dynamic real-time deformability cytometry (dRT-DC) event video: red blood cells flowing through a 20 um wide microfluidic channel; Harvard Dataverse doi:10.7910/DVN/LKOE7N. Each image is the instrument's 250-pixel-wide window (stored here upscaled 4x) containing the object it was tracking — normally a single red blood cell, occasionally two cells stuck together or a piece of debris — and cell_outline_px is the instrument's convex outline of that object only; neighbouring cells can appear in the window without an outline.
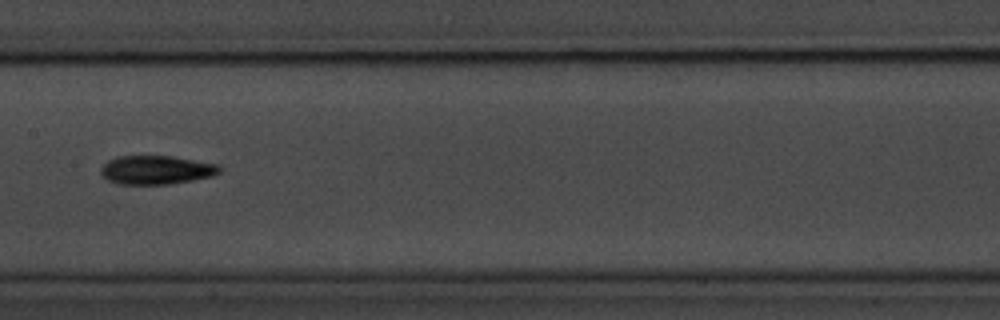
{"species": "common noctule bat (a hibernating species)", "species_latin": "Nyctalus noctula", "temperature_condition": "room temperature", "stored_images_in_passage": 13, "camera_frame_rate_fps": 3000, "um_per_image_px": 0.085, "animal": {"sex": "male", "body_mass_g": 20.1, "forearm_length_mm": 53.5}, "frame": {"image": 1, "passage_image": 6, "time_ms": 7.0, "image_size_px": [1000, 320], "cell_outline_px": [[220, 172], [212, 176], [192, 180], [168, 184], [120, 184], [108, 180], [100, 172], [100, 168], [108, 160], [116, 156], [172, 156], [220, 164]], "centroid_in_image_um": [13.29, 14.43], "position_along_channel_um": 194.1, "area_um2": 19.88}}
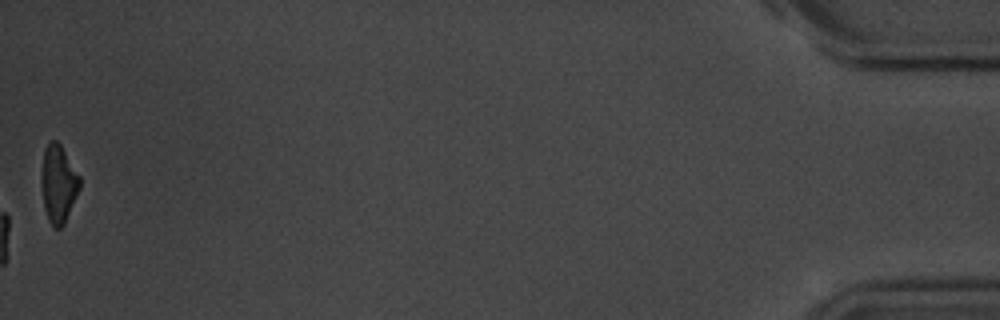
{"frame": {"image": 2, "passage_image": 13, "time_ms": 16.0, "image_size_px": [1000, 320], "cell_outline_px": [[80, 188], [64, 224], [60, 228], [52, 228], [48, 220], [44, 208], [40, 180], [40, 176], [44, 148], [48, 140], [56, 140], [60, 144], [80, 176]], "centroid_in_image_um": [4.93, 15.61], "position_along_channel_um": 430.3, "area_um2": 17.63}, "authors_computed_cell_mechanics": {"area_um2": 18.785, "velocity_mm_per_s": 3.6834, "shape_relaxation_time_tau1_ms": 5.8395, "shape_relaxation_time_tau2_ms": null, "deformation_change_tau1": 0.1511, "deformation_change_tau2": null}}